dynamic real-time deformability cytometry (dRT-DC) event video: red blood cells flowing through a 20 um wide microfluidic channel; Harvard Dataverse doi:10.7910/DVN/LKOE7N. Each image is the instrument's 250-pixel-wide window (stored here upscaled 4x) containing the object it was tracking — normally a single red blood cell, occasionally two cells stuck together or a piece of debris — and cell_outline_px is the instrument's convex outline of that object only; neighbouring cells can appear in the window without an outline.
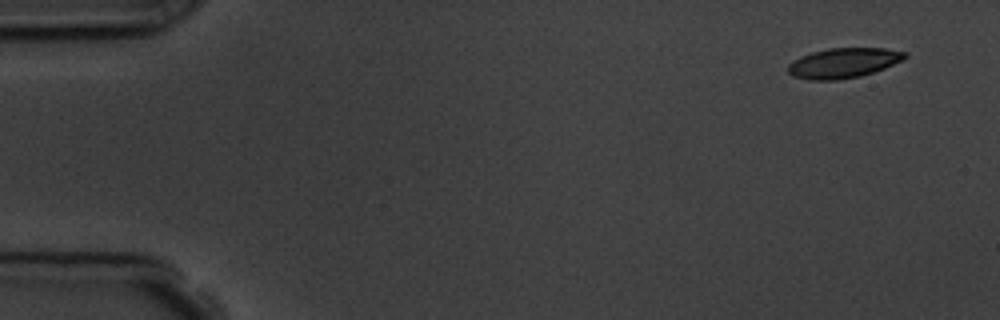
{"species": "common noctule bat (a hibernating species)", "species_latin": "Nyctalus noctula", "temperature_condition": "room temperature", "stored_images_in_passage": 5, "camera_frame_rate_fps": 3000, "um_per_image_px": 0.085, "animal": {"sex": "male", "body_mass_g": 19.5, "forearm_length_mm": 54.6}, "frame": {"image": 1, "passage_image": 1, "time_ms": 0.0, "image_size_px": [1000, 320], "cell_outline_px": [[908, 56], [904, 60], [884, 68], [860, 76], [836, 80], [808, 80], [792, 76], [788, 72], [788, 64], [792, 60], [800, 56], [812, 52], [828, 48], [884, 48], [908, 52]], "centroid_in_image_um": [71.68, 5.34], "position_along_channel_um": 13.3, "area_um2": 20.58}}